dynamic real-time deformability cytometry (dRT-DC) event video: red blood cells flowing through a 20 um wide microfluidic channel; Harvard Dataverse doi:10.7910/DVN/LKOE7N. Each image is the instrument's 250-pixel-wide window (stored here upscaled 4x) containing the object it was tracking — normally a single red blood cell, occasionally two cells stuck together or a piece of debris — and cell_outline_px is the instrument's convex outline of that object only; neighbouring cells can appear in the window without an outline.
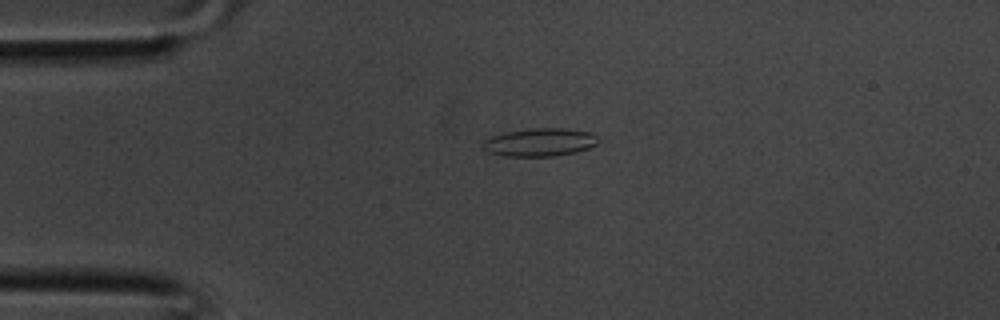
{"species": "common noctule bat (a hibernating species)", "species_latin": "Nyctalus noctula", "temperature_condition": "room temperature", "stored_images_in_passage": 29, "camera_frame_rate_fps": 3000, "um_per_image_px": 0.085, "animal": {"sex": "male", "body_mass_g": 20.1, "forearm_length_mm": 53.5}, "frame": {"image": 1, "passage_image": 1, "time_ms": 0.0, "image_size_px": [1000, 320], "cell_outline_px": [[600, 140], [596, 144], [588, 148], [576, 152], [556, 156], [504, 156], [488, 152], [480, 148], [480, 144], [484, 140], [492, 136], [504, 132], [532, 128], [564, 128], [592, 132]], "centroid_in_image_um": [45.85, 12.09], "position_along_channel_um": 39.1, "area_um2": 19.13}}
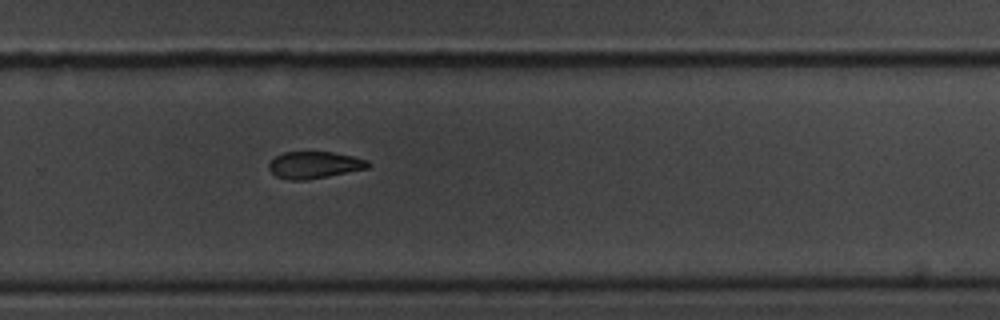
{"frame": {"image": 2, "passage_image": 17, "time_ms": 5.333, "image_size_px": [1000, 320], "cell_outline_px": [[372, 164], [368, 168], [328, 176], [304, 180], [288, 180], [276, 176], [268, 168], [268, 164], [276, 156], [284, 152], [332, 152], [352, 156], [368, 160]], "centroid_in_image_um": [26.73, 14.02], "position_along_channel_um": 303.1, "area_um2": 15.49}}
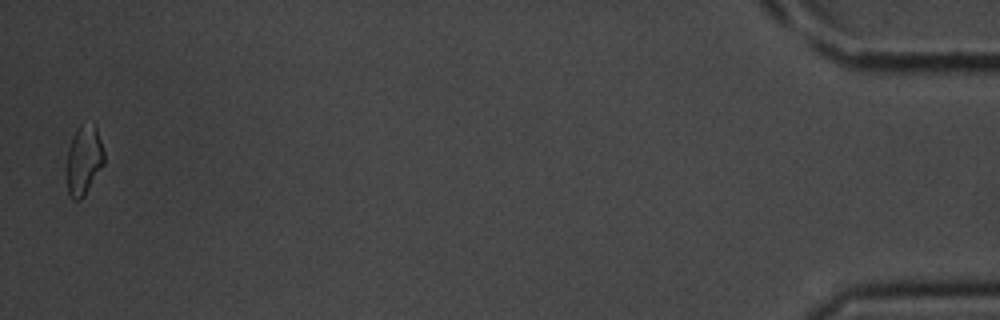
{"frame": {"image": 3, "passage_image": 29, "time_ms": 9.333, "image_size_px": [1000, 320], "cell_outline_px": [[104, 164], [84, 196], [80, 200], [72, 200], [68, 192], [64, 168], [68, 148], [72, 136], [80, 124], [96, 124], [104, 152]], "centroid_in_image_um": [7.09, 13.63], "position_along_channel_um": 428.1, "area_um2": 15.66}}